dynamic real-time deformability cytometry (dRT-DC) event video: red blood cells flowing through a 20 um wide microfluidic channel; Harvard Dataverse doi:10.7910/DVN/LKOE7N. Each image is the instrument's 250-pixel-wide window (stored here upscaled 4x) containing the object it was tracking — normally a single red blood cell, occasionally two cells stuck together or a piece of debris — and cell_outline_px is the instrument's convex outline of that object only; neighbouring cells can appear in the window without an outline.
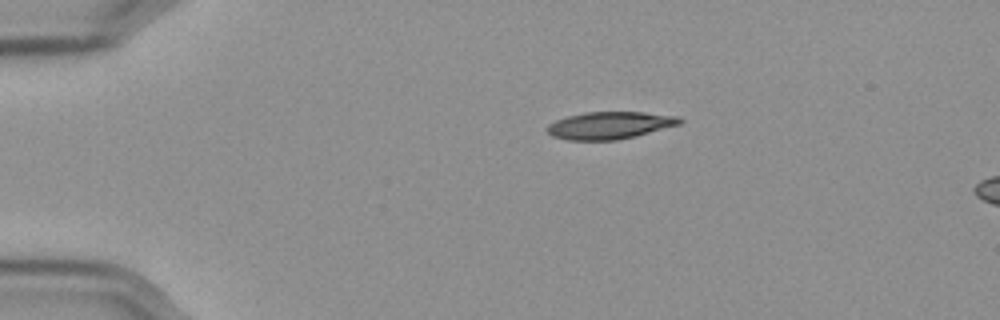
{"species": "Egyptian fruit bat (a non-hibernating species)", "species_latin": "Rousettus aegyptiacus", "temperature_condition": "cold", "stored_images_in_passage": 7, "camera_frame_rate_fps": 3000, "um_per_image_px": 0.085, "frame": {"image": 1, "passage_image": 1, "time_ms": 0.0, "image_size_px": [1000, 320], "cell_outline_px": [[684, 120], [680, 124], [636, 136], [616, 140], [568, 140], [552, 136], [544, 128], [548, 124], [556, 120], [568, 116], [584, 112], [644, 112], [676, 116]], "centroid_in_image_um": [51.8, 10.65], "position_along_channel_um": 33.2, "area_um2": 21.1}}